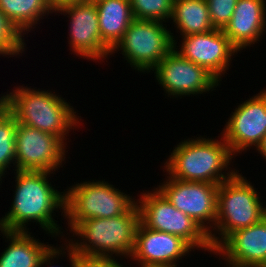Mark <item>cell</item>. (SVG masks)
Wrapping results in <instances>:
<instances>
[{
	"label": "cell",
	"instance_id": "3",
	"mask_svg": "<svg viewBox=\"0 0 266 267\" xmlns=\"http://www.w3.org/2000/svg\"><path fill=\"white\" fill-rule=\"evenodd\" d=\"M185 139L173 147L162 167L168 177L219 185L239 171L231 167L235 157L223 137L218 140L200 135Z\"/></svg>",
	"mask_w": 266,
	"mask_h": 267
},
{
	"label": "cell",
	"instance_id": "7",
	"mask_svg": "<svg viewBox=\"0 0 266 267\" xmlns=\"http://www.w3.org/2000/svg\"><path fill=\"white\" fill-rule=\"evenodd\" d=\"M171 31L161 21L134 19L109 55L120 51L132 69L151 73L174 47H178Z\"/></svg>",
	"mask_w": 266,
	"mask_h": 267
},
{
	"label": "cell",
	"instance_id": "4",
	"mask_svg": "<svg viewBox=\"0 0 266 267\" xmlns=\"http://www.w3.org/2000/svg\"><path fill=\"white\" fill-rule=\"evenodd\" d=\"M139 223L140 213L135 203L125 214L81 221L66 234L73 233L74 239L68 235L64 241L79 256L126 258L128 262Z\"/></svg>",
	"mask_w": 266,
	"mask_h": 267
},
{
	"label": "cell",
	"instance_id": "24",
	"mask_svg": "<svg viewBox=\"0 0 266 267\" xmlns=\"http://www.w3.org/2000/svg\"><path fill=\"white\" fill-rule=\"evenodd\" d=\"M24 37L9 22L0 10V56L18 57L27 50ZM9 56V57H8Z\"/></svg>",
	"mask_w": 266,
	"mask_h": 267
},
{
	"label": "cell",
	"instance_id": "14",
	"mask_svg": "<svg viewBox=\"0 0 266 267\" xmlns=\"http://www.w3.org/2000/svg\"><path fill=\"white\" fill-rule=\"evenodd\" d=\"M179 48L173 49L183 58L203 66L220 83L239 52L221 29L182 36ZM234 56V57H233Z\"/></svg>",
	"mask_w": 266,
	"mask_h": 267
},
{
	"label": "cell",
	"instance_id": "6",
	"mask_svg": "<svg viewBox=\"0 0 266 267\" xmlns=\"http://www.w3.org/2000/svg\"><path fill=\"white\" fill-rule=\"evenodd\" d=\"M65 192L64 219L69 232L81 221L112 218L125 214L136 199L103 180H88L71 185Z\"/></svg>",
	"mask_w": 266,
	"mask_h": 267
},
{
	"label": "cell",
	"instance_id": "15",
	"mask_svg": "<svg viewBox=\"0 0 266 267\" xmlns=\"http://www.w3.org/2000/svg\"><path fill=\"white\" fill-rule=\"evenodd\" d=\"M194 249L181 237L163 231H155L139 223L135 244L128 261L139 267H177L184 256ZM141 265V266H140Z\"/></svg>",
	"mask_w": 266,
	"mask_h": 267
},
{
	"label": "cell",
	"instance_id": "28",
	"mask_svg": "<svg viewBox=\"0 0 266 267\" xmlns=\"http://www.w3.org/2000/svg\"><path fill=\"white\" fill-rule=\"evenodd\" d=\"M84 0H47L50 8L53 10V12L56 9L61 8L64 5L73 4V3H79Z\"/></svg>",
	"mask_w": 266,
	"mask_h": 267
},
{
	"label": "cell",
	"instance_id": "30",
	"mask_svg": "<svg viewBox=\"0 0 266 267\" xmlns=\"http://www.w3.org/2000/svg\"><path fill=\"white\" fill-rule=\"evenodd\" d=\"M85 2H93V3H95L96 1H98V0H84Z\"/></svg>",
	"mask_w": 266,
	"mask_h": 267
},
{
	"label": "cell",
	"instance_id": "8",
	"mask_svg": "<svg viewBox=\"0 0 266 267\" xmlns=\"http://www.w3.org/2000/svg\"><path fill=\"white\" fill-rule=\"evenodd\" d=\"M138 197L136 203L140 223L144 227L181 237L194 251L204 249L210 255L214 254L209 234L192 218L176 209L155 186L152 191L143 190Z\"/></svg>",
	"mask_w": 266,
	"mask_h": 267
},
{
	"label": "cell",
	"instance_id": "9",
	"mask_svg": "<svg viewBox=\"0 0 266 267\" xmlns=\"http://www.w3.org/2000/svg\"><path fill=\"white\" fill-rule=\"evenodd\" d=\"M157 189L179 211L199 224L208 234L217 218L218 184L181 181L165 176ZM211 228V229H210Z\"/></svg>",
	"mask_w": 266,
	"mask_h": 267
},
{
	"label": "cell",
	"instance_id": "10",
	"mask_svg": "<svg viewBox=\"0 0 266 267\" xmlns=\"http://www.w3.org/2000/svg\"><path fill=\"white\" fill-rule=\"evenodd\" d=\"M152 71L170 99L201 96L221 85L203 66L183 58L174 49Z\"/></svg>",
	"mask_w": 266,
	"mask_h": 267
},
{
	"label": "cell",
	"instance_id": "17",
	"mask_svg": "<svg viewBox=\"0 0 266 267\" xmlns=\"http://www.w3.org/2000/svg\"><path fill=\"white\" fill-rule=\"evenodd\" d=\"M265 30L266 0H237L232 18L223 32L241 52L258 43Z\"/></svg>",
	"mask_w": 266,
	"mask_h": 267
},
{
	"label": "cell",
	"instance_id": "25",
	"mask_svg": "<svg viewBox=\"0 0 266 267\" xmlns=\"http://www.w3.org/2000/svg\"><path fill=\"white\" fill-rule=\"evenodd\" d=\"M214 29L223 30L234 13L237 0H206Z\"/></svg>",
	"mask_w": 266,
	"mask_h": 267
},
{
	"label": "cell",
	"instance_id": "26",
	"mask_svg": "<svg viewBox=\"0 0 266 267\" xmlns=\"http://www.w3.org/2000/svg\"><path fill=\"white\" fill-rule=\"evenodd\" d=\"M64 243V244H63ZM62 245H57L56 247L53 245L47 252L46 254L41 258L38 267H45V265L49 267H54V261L55 259L58 260L61 255L62 257H68L67 260L69 259V265L71 267H78L79 265V255L76 254L64 241ZM65 245V246H63ZM60 246V247H58ZM66 250V251H65ZM67 254V255H66ZM64 255V256H63ZM52 261V262H51ZM63 267L62 265H56L55 267Z\"/></svg>",
	"mask_w": 266,
	"mask_h": 267
},
{
	"label": "cell",
	"instance_id": "20",
	"mask_svg": "<svg viewBox=\"0 0 266 267\" xmlns=\"http://www.w3.org/2000/svg\"><path fill=\"white\" fill-rule=\"evenodd\" d=\"M171 20L180 37L214 29L206 0H174Z\"/></svg>",
	"mask_w": 266,
	"mask_h": 267
},
{
	"label": "cell",
	"instance_id": "1",
	"mask_svg": "<svg viewBox=\"0 0 266 267\" xmlns=\"http://www.w3.org/2000/svg\"><path fill=\"white\" fill-rule=\"evenodd\" d=\"M55 173L15 170L13 202L5 216L0 218V229L26 232L29 231L28 224L36 222L51 238L61 237L64 240L62 226L56 223L54 216L60 210L64 218L65 192L58 191L52 182L49 183L51 174Z\"/></svg>",
	"mask_w": 266,
	"mask_h": 267
},
{
	"label": "cell",
	"instance_id": "18",
	"mask_svg": "<svg viewBox=\"0 0 266 267\" xmlns=\"http://www.w3.org/2000/svg\"><path fill=\"white\" fill-rule=\"evenodd\" d=\"M0 231L9 243L0 255V267H38L41 258L53 246L40 242L30 231Z\"/></svg>",
	"mask_w": 266,
	"mask_h": 267
},
{
	"label": "cell",
	"instance_id": "22",
	"mask_svg": "<svg viewBox=\"0 0 266 267\" xmlns=\"http://www.w3.org/2000/svg\"><path fill=\"white\" fill-rule=\"evenodd\" d=\"M16 128V119L0 102V186L7 170H11L9 168L13 166V171L16 170Z\"/></svg>",
	"mask_w": 266,
	"mask_h": 267
},
{
	"label": "cell",
	"instance_id": "19",
	"mask_svg": "<svg viewBox=\"0 0 266 267\" xmlns=\"http://www.w3.org/2000/svg\"><path fill=\"white\" fill-rule=\"evenodd\" d=\"M95 6L101 40L112 49L134 20L130 0H98Z\"/></svg>",
	"mask_w": 266,
	"mask_h": 267
},
{
	"label": "cell",
	"instance_id": "2",
	"mask_svg": "<svg viewBox=\"0 0 266 267\" xmlns=\"http://www.w3.org/2000/svg\"><path fill=\"white\" fill-rule=\"evenodd\" d=\"M14 88L9 93L1 94L0 102L16 121L55 135L67 145L69 133L72 129L74 133V129L82 125L81 116H78L70 102L54 91L23 85Z\"/></svg>",
	"mask_w": 266,
	"mask_h": 267
},
{
	"label": "cell",
	"instance_id": "27",
	"mask_svg": "<svg viewBox=\"0 0 266 267\" xmlns=\"http://www.w3.org/2000/svg\"><path fill=\"white\" fill-rule=\"evenodd\" d=\"M118 258L84 257L79 256L78 267H125ZM129 267V266H126ZM131 267V266H130Z\"/></svg>",
	"mask_w": 266,
	"mask_h": 267
},
{
	"label": "cell",
	"instance_id": "29",
	"mask_svg": "<svg viewBox=\"0 0 266 267\" xmlns=\"http://www.w3.org/2000/svg\"><path fill=\"white\" fill-rule=\"evenodd\" d=\"M255 150L256 152L258 151V154H260L266 161V134Z\"/></svg>",
	"mask_w": 266,
	"mask_h": 267
},
{
	"label": "cell",
	"instance_id": "21",
	"mask_svg": "<svg viewBox=\"0 0 266 267\" xmlns=\"http://www.w3.org/2000/svg\"><path fill=\"white\" fill-rule=\"evenodd\" d=\"M0 10L23 37L34 31L44 16L54 14L47 0H0Z\"/></svg>",
	"mask_w": 266,
	"mask_h": 267
},
{
	"label": "cell",
	"instance_id": "23",
	"mask_svg": "<svg viewBox=\"0 0 266 267\" xmlns=\"http://www.w3.org/2000/svg\"><path fill=\"white\" fill-rule=\"evenodd\" d=\"M174 0H130L134 19L170 22Z\"/></svg>",
	"mask_w": 266,
	"mask_h": 267
},
{
	"label": "cell",
	"instance_id": "16",
	"mask_svg": "<svg viewBox=\"0 0 266 267\" xmlns=\"http://www.w3.org/2000/svg\"><path fill=\"white\" fill-rule=\"evenodd\" d=\"M213 255L226 267H266V212L259 223L231 233Z\"/></svg>",
	"mask_w": 266,
	"mask_h": 267
},
{
	"label": "cell",
	"instance_id": "12",
	"mask_svg": "<svg viewBox=\"0 0 266 267\" xmlns=\"http://www.w3.org/2000/svg\"><path fill=\"white\" fill-rule=\"evenodd\" d=\"M70 20L68 26L69 50L85 60L104 62L110 58L111 49L101 40L97 8L93 2H79L64 5L54 11Z\"/></svg>",
	"mask_w": 266,
	"mask_h": 267
},
{
	"label": "cell",
	"instance_id": "11",
	"mask_svg": "<svg viewBox=\"0 0 266 267\" xmlns=\"http://www.w3.org/2000/svg\"><path fill=\"white\" fill-rule=\"evenodd\" d=\"M67 147L59 137L17 122L16 170L58 171L67 161Z\"/></svg>",
	"mask_w": 266,
	"mask_h": 267
},
{
	"label": "cell",
	"instance_id": "5",
	"mask_svg": "<svg viewBox=\"0 0 266 267\" xmlns=\"http://www.w3.org/2000/svg\"><path fill=\"white\" fill-rule=\"evenodd\" d=\"M256 189L258 190L239 171L229 180L219 184L217 218L215 227L209 234L214 250L231 233L261 221L266 212V205L261 202L263 199H260Z\"/></svg>",
	"mask_w": 266,
	"mask_h": 267
},
{
	"label": "cell",
	"instance_id": "13",
	"mask_svg": "<svg viewBox=\"0 0 266 267\" xmlns=\"http://www.w3.org/2000/svg\"><path fill=\"white\" fill-rule=\"evenodd\" d=\"M220 135L237 157L257 148L266 134V88L232 111Z\"/></svg>",
	"mask_w": 266,
	"mask_h": 267
}]
</instances>
